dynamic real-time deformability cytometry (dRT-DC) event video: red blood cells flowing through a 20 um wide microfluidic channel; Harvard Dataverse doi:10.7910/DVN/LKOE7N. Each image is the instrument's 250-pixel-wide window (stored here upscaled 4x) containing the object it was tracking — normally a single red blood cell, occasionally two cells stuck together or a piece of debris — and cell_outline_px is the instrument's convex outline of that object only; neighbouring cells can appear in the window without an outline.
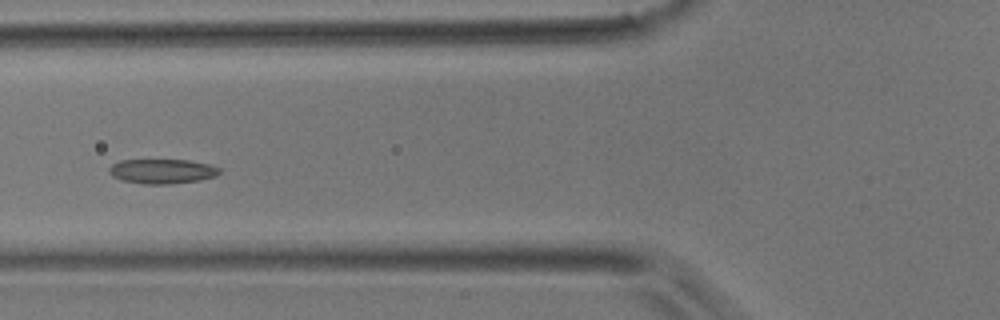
{"species": "common noctule bat (a hibernating species)", "species_latin": "Nyctalus noctula", "temperature_condition": "room temperature", "stored_images_in_passage": 5, "camera_frame_rate_fps": 3000, "um_per_image_px": 0.085, "animal": {"sex": "male", "body_mass_g": 17.9}, "frame": {"image": 1, "passage_image": 5, "time_ms": 1.333, "image_size_px": [1000, 320], "cell_outline_px": [[220, 172], [216, 176], [200, 180], [172, 184], [144, 184], [120, 180], [112, 176], [108, 172], [108, 168], [112, 164], [120, 160], [188, 160], [208, 164], [220, 168]], "centroid_in_image_um": [13.76, 14.56], "position_along_channel_um": 112.0, "area_um2": 15.95}}